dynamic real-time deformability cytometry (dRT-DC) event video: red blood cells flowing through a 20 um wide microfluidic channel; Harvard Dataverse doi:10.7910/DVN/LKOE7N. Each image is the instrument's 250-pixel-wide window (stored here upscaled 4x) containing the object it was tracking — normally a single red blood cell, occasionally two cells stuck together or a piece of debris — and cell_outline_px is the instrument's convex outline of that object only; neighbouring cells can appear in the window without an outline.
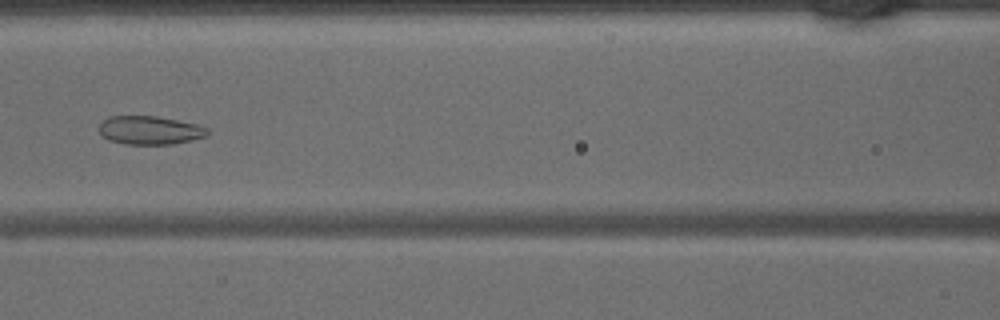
{"species": "common noctule bat (a hibernating species)", "species_latin": "Nyctalus noctula", "temperature_condition": "warm", "stored_images_in_passage": 45, "camera_frame_rate_fps": 3000, "um_per_image_px": 0.085, "animal": {"sex": "male", "body_mass_g": 15.6}, "frame": {"image": 1, "passage_image": 20, "time_ms": 6.333, "image_size_px": [1000, 320], "cell_outline_px": [[208, 136], [192, 140], [172, 144], [124, 144], [108, 140], [100, 132], [100, 124], [108, 116], [156, 116], [196, 124], [208, 128]], "centroid_in_image_um": [12.75, 11.07], "position_along_channel_um": 153.9, "area_um2": 17.92}}
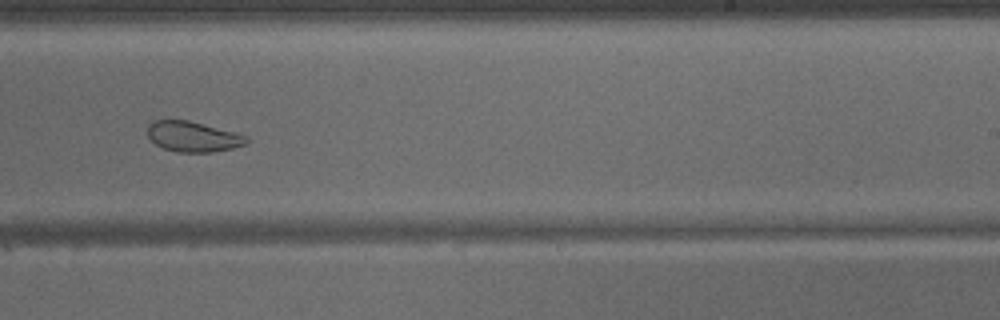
{"frame": {"image": 2, "passage_image": 28, "time_ms": 9.0, "image_size_px": [1000, 320], "cell_outline_px": [[248, 140], [244, 144], [232, 148], [212, 152], [176, 152], [164, 148], [156, 144], [148, 136], [148, 124], [152, 120], [188, 120], [236, 132], [248, 136]], "centroid_in_image_um": [16.4, 11.6], "position_along_channel_um": 272.6, "area_um2": 17.46}}
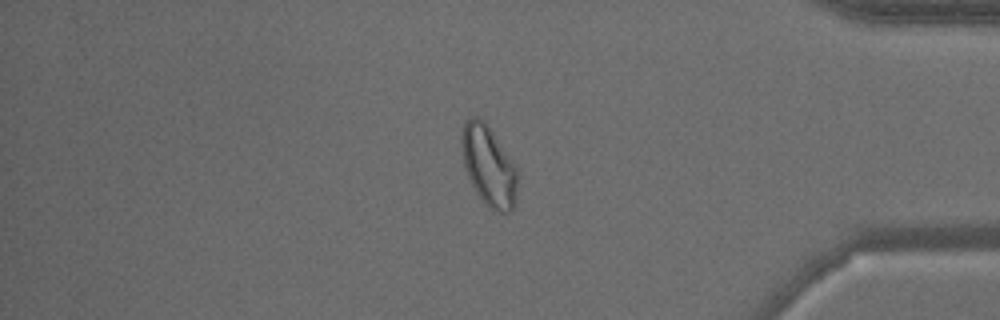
{"frame": {"image": 3, "passage_image": 38, "time_ms": 12.333, "image_size_px": [1000, 320], "cell_outline_px": [[516, 204], [508, 212], [500, 212], [488, 208], [484, 204], [476, 192], [468, 176], [464, 164], [460, 144], [460, 136], [464, 120], [472, 116], [476, 116], [484, 120], [512, 160], [516, 168]], "centroid_in_image_um": [41.5, 14.08], "position_along_channel_um": 393.7, "area_um2": 26.13}}